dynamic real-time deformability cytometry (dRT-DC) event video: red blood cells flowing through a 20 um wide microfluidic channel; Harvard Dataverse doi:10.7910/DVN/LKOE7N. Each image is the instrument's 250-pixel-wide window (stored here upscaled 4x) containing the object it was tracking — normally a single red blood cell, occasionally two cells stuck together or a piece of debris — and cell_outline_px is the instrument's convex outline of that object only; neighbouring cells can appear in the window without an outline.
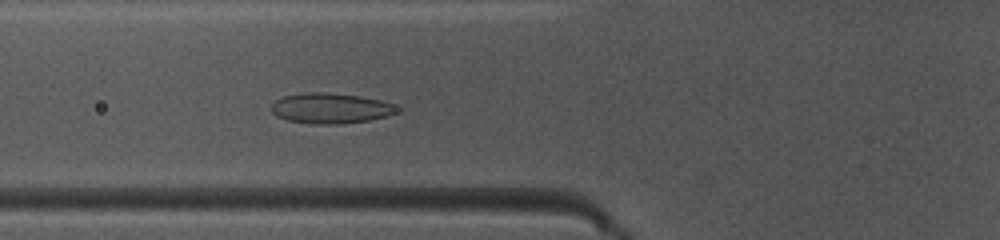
{"species": "common noctule bat (a hibernating species)", "species_latin": "Nyctalus noctula", "temperature_condition": "warm", "stored_images_in_passage": 38, "camera_frame_rate_fps": 3000, "um_per_image_px": 0.085, "animal": {"sex": "female", "body_mass_g": 10.0, "forearm_length_mm": 53.1}, "frame": {"image": 1, "passage_image": 7, "time_ms": 2.0, "image_size_px": [1000, 240], "cell_outline_px": [[400, 112], [388, 116], [368, 120], [340, 124], [312, 124], [288, 120], [276, 116], [272, 112], [272, 104], [276, 100], [284, 96], [304, 92], [324, 92], [360, 96], [380, 100], [392, 104], [400, 108]], "centroid_in_image_um": [28.12, 9.2], "position_along_channel_um": 97.7, "area_um2": 22.31}}
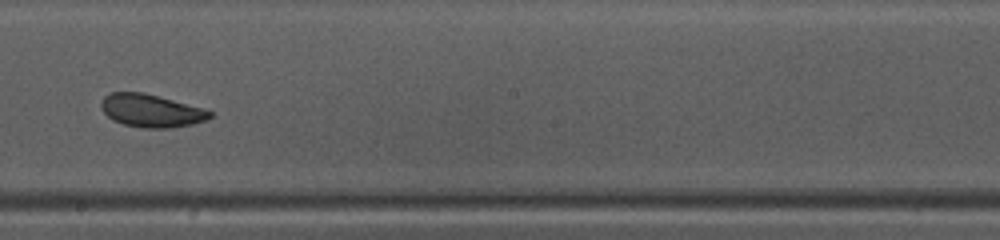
{"frame": {"image": 2, "passage_image": 17, "time_ms": 5.333, "image_size_px": [1000, 240], "cell_outline_px": [[216, 112], [208, 120], [192, 124], [172, 128], [140, 128], [124, 124], [112, 120], [100, 108], [100, 104], [104, 96], [108, 92], [144, 92], [160, 96], [204, 108]], "centroid_in_image_um": [12.88, 9.4], "position_along_channel_um": 235.3, "area_um2": 21.27}}
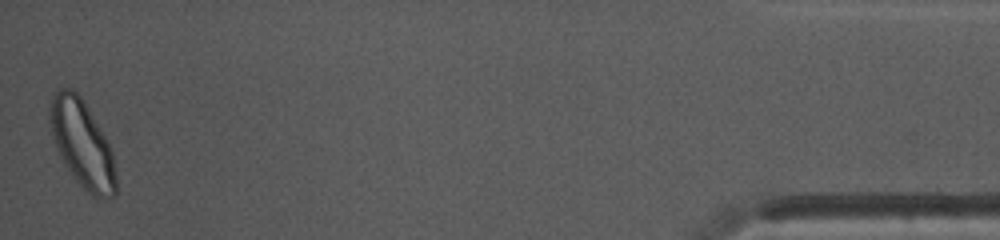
{"frame": {"image": 3, "passage_image": 37, "time_ms": 12.0, "image_size_px": [1000, 240], "cell_outline_px": [[116, 196], [108, 200], [104, 200], [92, 196], [76, 180], [64, 164], [56, 148], [48, 120], [48, 104], [52, 96], [60, 88], [72, 88], [84, 100], [104, 136], [112, 152], [116, 176]], "centroid_in_image_um": [6.97, 12.24], "position_along_channel_um": 428.2, "area_um2": 33.7}}